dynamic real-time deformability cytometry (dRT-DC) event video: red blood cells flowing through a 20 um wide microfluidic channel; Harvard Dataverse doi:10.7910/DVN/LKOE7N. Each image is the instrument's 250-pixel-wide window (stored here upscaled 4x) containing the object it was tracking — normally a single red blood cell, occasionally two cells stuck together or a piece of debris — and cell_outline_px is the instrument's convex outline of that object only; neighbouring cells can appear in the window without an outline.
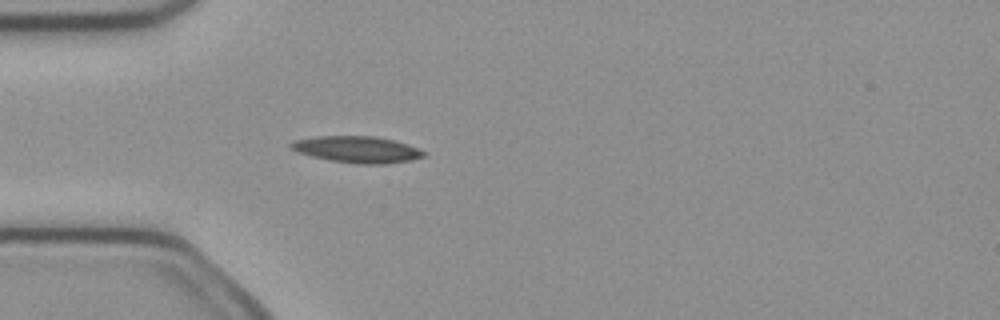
{"species": "common noctule bat (a hibernating species)", "species_latin": "Nyctalus noctula", "temperature_condition": "cold", "stored_images_in_passage": 3, "camera_frame_rate_fps": 3000, "um_per_image_px": 0.085, "animal": {"sex": "female", "body_mass_g": 21.9}, "frame": {"image": 1, "passage_image": 3, "time_ms": 0.667, "image_size_px": [1000, 320], "cell_outline_px": [[424, 156], [412, 160], [384, 164], [356, 164], [328, 160], [296, 152], [288, 144], [296, 140], [316, 136], [376, 136], [408, 144], [420, 148], [424, 152]], "centroid_in_image_um": [30.36, 12.71], "position_along_channel_um": 54.6, "area_um2": 20.58}}